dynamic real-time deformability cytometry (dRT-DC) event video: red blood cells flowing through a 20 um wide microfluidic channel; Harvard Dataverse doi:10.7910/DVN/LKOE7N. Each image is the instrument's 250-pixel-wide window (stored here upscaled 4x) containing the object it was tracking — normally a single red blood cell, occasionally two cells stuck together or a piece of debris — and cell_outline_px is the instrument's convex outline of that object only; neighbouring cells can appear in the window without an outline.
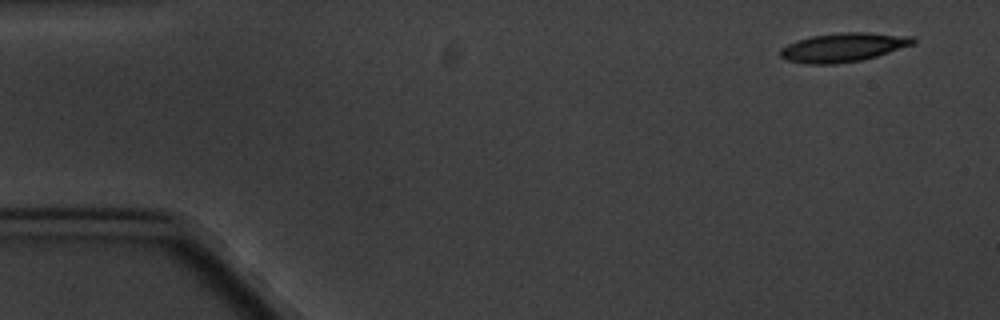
{"species": "common noctule bat (a hibernating species)", "species_latin": "Nyctalus noctula", "temperature_condition": "cold", "stored_images_in_passage": 4, "camera_frame_rate_fps": 3000, "um_per_image_px": 0.085, "animal": {"sex": "male", "body_mass_g": 20.1, "forearm_length_mm": 53.5}, "frame": {"image": 1, "passage_image": 1, "time_ms": 0.0, "image_size_px": [1000, 320], "cell_outline_px": [[916, 44], [876, 56], [860, 60], [836, 64], [808, 64], [784, 60], [780, 56], [780, 48], [796, 40], [812, 36], [840, 32], [868, 32], [912, 36], [916, 40]], "centroid_in_image_um": [71.68, 4.02], "position_along_channel_um": 13.3, "area_um2": 22.54}}
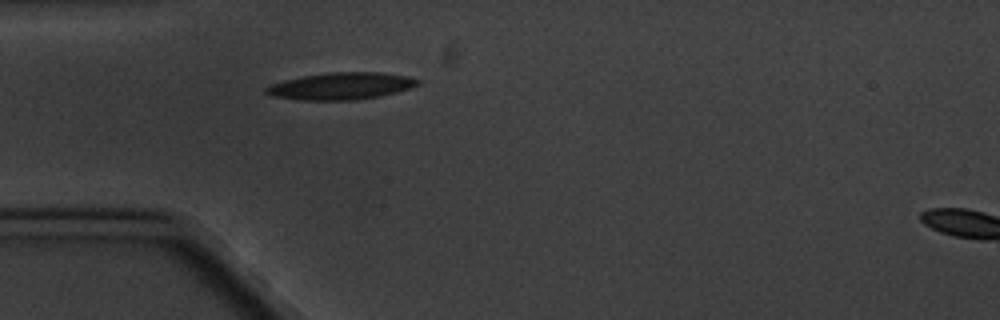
{"frame": {"image": 2, "passage_image": 4, "time_ms": 4.333, "image_size_px": [1000, 320], "cell_outline_px": [[420, 84], [396, 92], [380, 96], [356, 100], [304, 100], [272, 96], [264, 92], [264, 88], [268, 84], [300, 76], [328, 72], [380, 72], [408, 76], [420, 80]], "centroid_in_image_um": [28.95, 7.31], "position_along_channel_um": 56.1, "area_um2": 24.04}}